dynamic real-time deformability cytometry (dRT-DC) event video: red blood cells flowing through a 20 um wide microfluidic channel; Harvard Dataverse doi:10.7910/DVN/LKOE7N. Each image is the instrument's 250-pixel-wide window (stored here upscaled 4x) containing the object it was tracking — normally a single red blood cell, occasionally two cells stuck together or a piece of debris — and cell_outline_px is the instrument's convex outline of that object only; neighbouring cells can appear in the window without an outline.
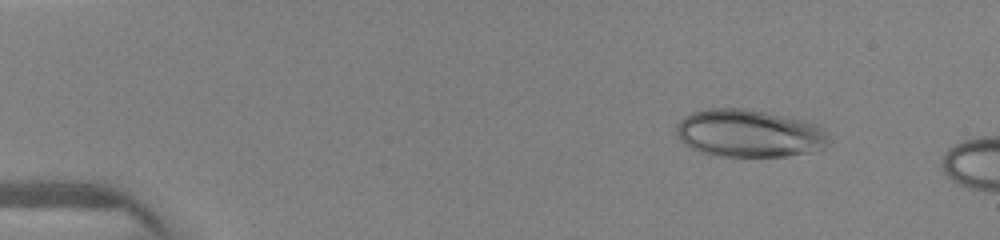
{"species": "human", "species_latin": "Homo sapiens", "temperature_condition": "warm", "stored_images_in_passage": 10, "camera_frame_rate_fps": 3000, "um_per_image_px": 0.085, "donor": {"sex": "female"}, "frame": {"image": 1, "passage_image": 4, "time_ms": 1.333, "image_size_px": [1000, 240], "cell_outline_px": [[828, 144], [824, 148], [808, 152], [788, 156], [720, 156], [700, 152], [684, 144], [676, 136], [676, 124], [680, 120], [692, 112], [708, 108], [744, 108], [804, 120], [816, 124], [824, 128], [828, 136]], "centroid_in_image_um": [63.66, 11.33], "position_along_channel_um": 21.3, "area_um2": 42.43}}